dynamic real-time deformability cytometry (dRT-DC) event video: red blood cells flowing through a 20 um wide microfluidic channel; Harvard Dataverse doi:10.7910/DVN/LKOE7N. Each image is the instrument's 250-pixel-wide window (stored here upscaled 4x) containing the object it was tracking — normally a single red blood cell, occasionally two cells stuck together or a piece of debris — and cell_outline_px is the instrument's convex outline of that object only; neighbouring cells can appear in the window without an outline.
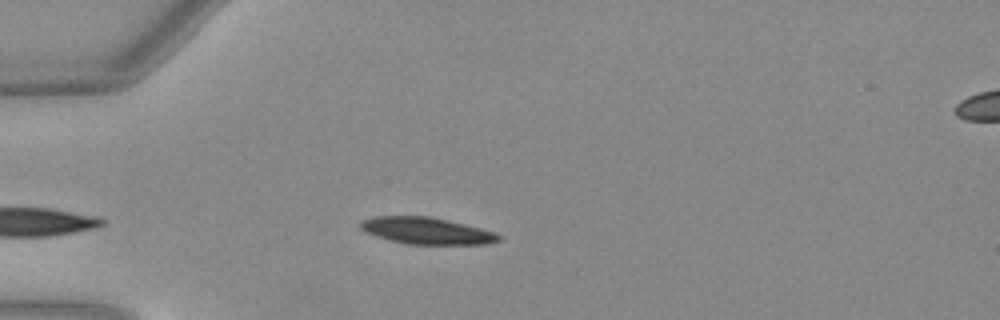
{"species": "Egyptian fruit bat (a non-hibernating species)", "species_latin": "Rousettus aegyptiacus", "temperature_condition": "warm", "stored_images_in_passage": 39, "camera_frame_rate_fps": 3000, "um_per_image_px": 0.085, "animal": {"sex": "female"}, "frame": {"image": 1, "passage_image": 2, "time_ms": 0.333, "image_size_px": [1000, 320], "cell_outline_px": [[500, 240], [484, 244], [408, 244], [388, 240], [376, 236], [360, 228], [360, 220], [372, 216], [428, 216], [448, 220], [480, 228], [492, 232], [500, 236]], "centroid_in_image_um": [36.2, 19.61], "position_along_channel_um": 48.8, "area_um2": 21.33}}
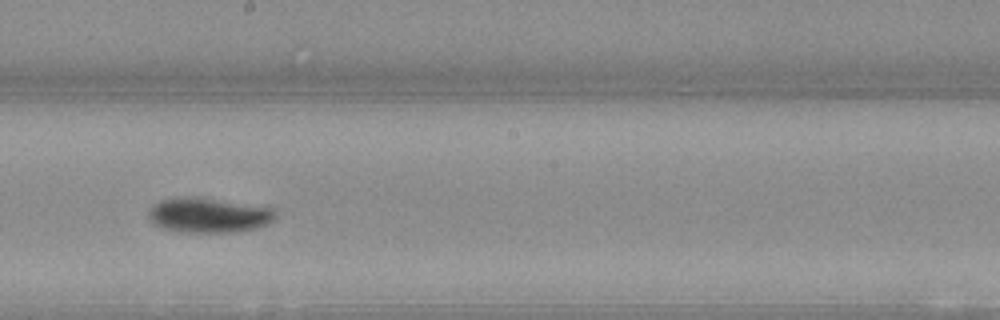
{"frame": {"image": 2, "passage_image": 17, "time_ms": 5.333, "image_size_px": [1000, 320], "cell_outline_px": [[276, 212], [272, 220], [268, 224], [256, 228], [236, 232], [184, 232], [160, 228], [148, 216], [148, 212], [152, 204], [160, 200], [192, 196], [200, 196], [272, 208]], "centroid_in_image_um": [17.71, 18.28], "position_along_channel_um": 230.5, "area_um2": 25.84}}
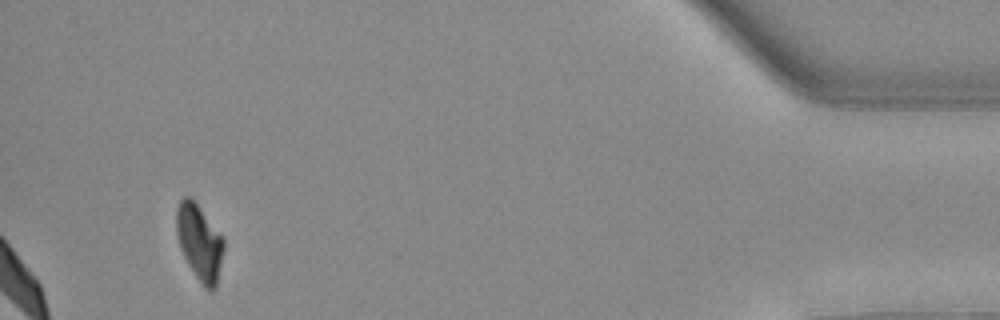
{"frame": {"image": 3, "passage_image": 36, "time_ms": 11.667, "image_size_px": [1000, 320], "cell_outline_px": [[224, 248], [216, 288], [212, 292], [208, 292], [204, 288], [188, 264], [180, 248], [176, 232], [176, 208], [180, 200], [184, 196], [188, 196], [196, 204], [224, 240]], "centroid_in_image_um": [16.94, 20.65], "position_along_channel_um": 418.3, "area_um2": 20.58}, "authors_computed_cell_mechanics": {"area_um2": 23.7558, "velocity_mm_per_s": 4.0262, "shape_relaxation_time_tau1_ms": 3.4126, "shape_relaxation_time_tau2_ms": null, "deformation_change_tau1": 0.157, "deformation_change_tau2": null}}